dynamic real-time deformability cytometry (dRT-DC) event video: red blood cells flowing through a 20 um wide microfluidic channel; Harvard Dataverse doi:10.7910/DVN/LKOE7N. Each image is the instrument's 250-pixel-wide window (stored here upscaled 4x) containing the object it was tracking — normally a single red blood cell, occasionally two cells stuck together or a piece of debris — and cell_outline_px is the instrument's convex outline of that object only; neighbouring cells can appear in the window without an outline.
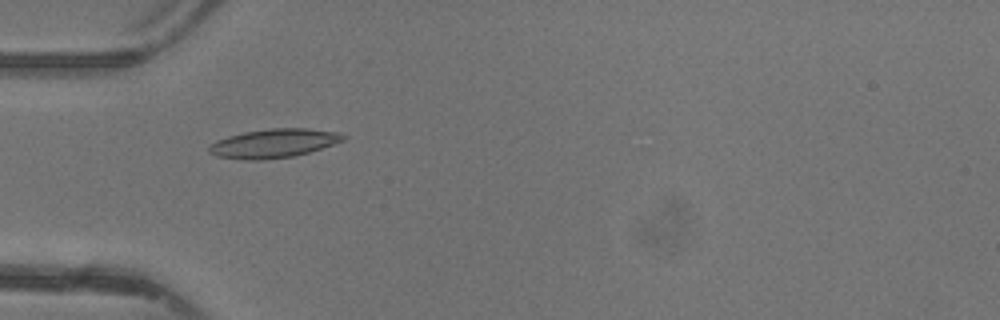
{"species": "common noctule bat (a hibernating species)", "species_latin": "Nyctalus noctula", "temperature_condition": "warm", "stored_images_in_passage": 46, "camera_frame_rate_fps": 3000, "um_per_image_px": 0.085, "animal": {"sex": "female"}, "frame": {"image": 1, "passage_image": 14, "time_ms": 4.333, "image_size_px": [1000, 320], "cell_outline_px": [[348, 136], [344, 140], [308, 152], [292, 156], [260, 160], [244, 160], [216, 156], [208, 152], [208, 144], [216, 140], [228, 136], [244, 132], [268, 128], [308, 128], [340, 132]], "centroid_in_image_um": [23.23, 12.17], "position_along_channel_um": 61.8, "area_um2": 22.66}}
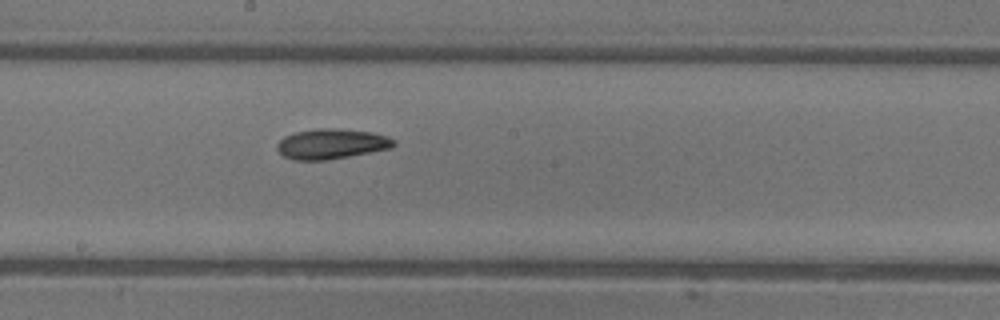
{"frame": {"image": 2, "passage_image": 25, "time_ms": 8.0, "image_size_px": [1000, 320], "cell_outline_px": [[396, 144], [392, 148], [348, 156], [324, 160], [292, 160], [284, 156], [276, 148], [276, 144], [284, 136], [296, 132], [316, 128], [332, 128], [372, 132], [388, 136], [396, 140]], "centroid_in_image_um": [28.18, 12.22], "position_along_channel_um": 220.0, "area_um2": 20.52}}
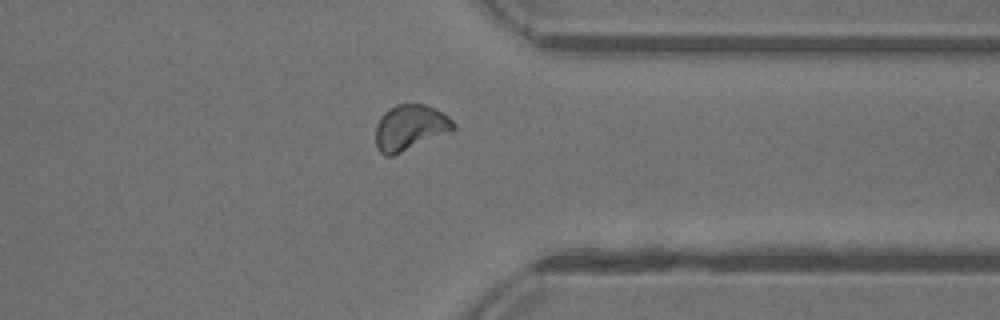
{"frame": {"image": 3, "passage_image": 36, "time_ms": 11.667, "image_size_px": [1000, 320], "cell_outline_px": [[456, 128], [392, 156], [384, 156], [380, 152], [376, 144], [376, 124], [380, 116], [388, 108], [396, 104], [424, 104], [444, 112], [456, 124]], "centroid_in_image_um": [34.82, 10.81], "position_along_channel_um": 376.6, "area_um2": 20.46}, "authors_computed_cell_mechanics": {"area_um2": 20.4612, "velocity_mm_per_s": 4.3836, "shape_relaxation_time_tau1_ms": null, "shape_relaxation_time_tau2_ms": 5.3784, "deformation_change_tau1": null, "deformation_change_tau2": 0.1157}}